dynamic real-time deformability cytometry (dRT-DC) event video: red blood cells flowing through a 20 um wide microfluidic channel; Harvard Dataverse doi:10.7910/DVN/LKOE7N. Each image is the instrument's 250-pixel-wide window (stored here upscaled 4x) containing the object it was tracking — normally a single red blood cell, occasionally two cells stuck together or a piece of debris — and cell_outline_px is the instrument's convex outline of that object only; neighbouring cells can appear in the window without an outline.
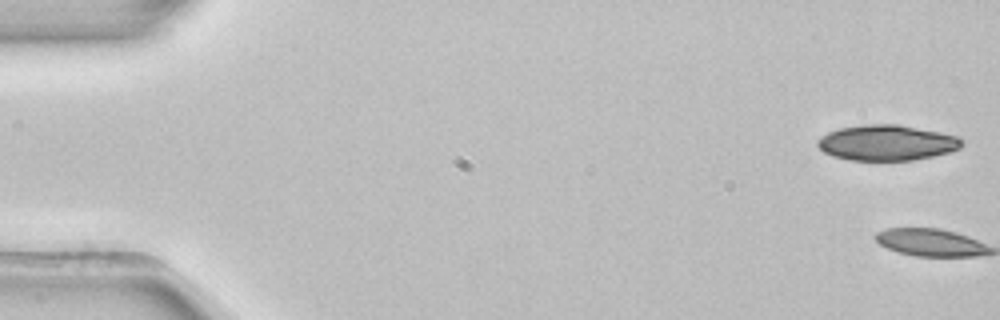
{"species": "common noctule bat (a hibernating species)", "species_latin": "Nyctalus noctula", "temperature_condition": "room temperature", "stored_images_in_passage": 2, "camera_frame_rate_fps": 3000, "um_per_image_px": 0.085, "animal": {"sex": "female", "body_mass_g": 22.7, "forearm_length_mm": 54.2}, "frame": {"image": 1, "passage_image": 1, "time_ms": 0.0, "image_size_px": [1000, 320], "cell_outline_px": [[964, 144], [960, 148], [948, 152], [932, 156], [912, 160], [848, 160], [832, 156], [824, 152], [816, 144], [816, 140], [820, 136], [828, 132], [840, 128], [864, 124], [900, 124], [940, 132], [956, 136], [964, 140]], "centroid_in_image_um": [75.36, 12.12], "position_along_channel_um": 9.6, "area_um2": 30.0}}